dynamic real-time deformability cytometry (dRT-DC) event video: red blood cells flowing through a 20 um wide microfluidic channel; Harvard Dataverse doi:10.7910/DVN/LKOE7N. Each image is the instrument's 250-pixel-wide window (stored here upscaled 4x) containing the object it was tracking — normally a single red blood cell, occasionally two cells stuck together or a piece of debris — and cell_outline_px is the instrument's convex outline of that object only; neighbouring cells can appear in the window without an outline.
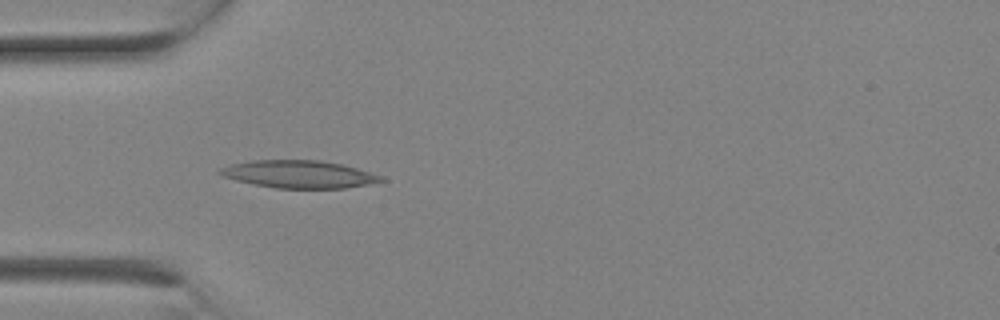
{"species": "Egyptian fruit bat (a non-hibernating species)", "species_latin": "Rousettus aegyptiacus", "temperature_condition": "room temperature", "stored_images_in_passage": 1, "camera_frame_rate_fps": 3000, "um_per_image_px": 0.085, "animal": {"sex": "female"}, "frame": {"image": 1, "passage_image": 1, "time_ms": 0.0, "image_size_px": [1000, 320], "cell_outline_px": [[388, 180], [368, 184], [344, 188], [276, 188], [236, 180], [224, 176], [216, 172], [220, 168], [232, 164], [252, 160], [320, 160], [340, 164], [356, 168], [384, 176]], "centroid_in_image_um": [25.44, 14.8], "position_along_channel_um": 59.6, "area_um2": 25.72}}